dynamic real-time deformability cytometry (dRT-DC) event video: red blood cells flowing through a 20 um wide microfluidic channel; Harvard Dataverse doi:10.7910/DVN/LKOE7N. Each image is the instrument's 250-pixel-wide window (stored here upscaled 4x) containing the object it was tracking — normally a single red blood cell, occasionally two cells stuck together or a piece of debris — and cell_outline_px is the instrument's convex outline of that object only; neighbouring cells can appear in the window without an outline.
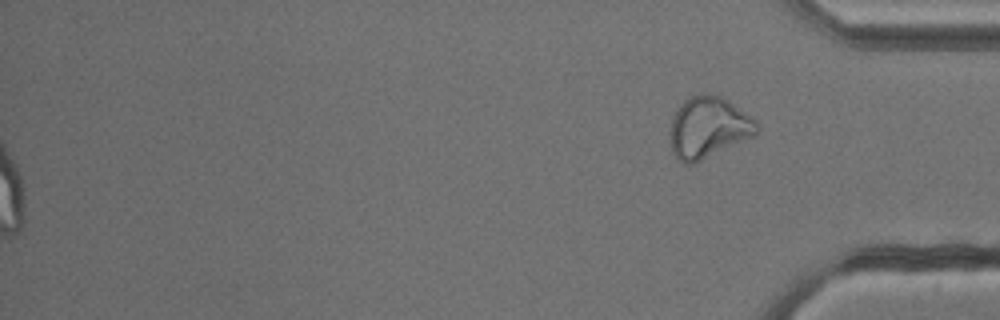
{"species": "common noctule bat (a hibernating species)", "species_latin": "Nyctalus noctula", "temperature_condition": "cold", "stored_images_in_passage": 49, "segment_of_instrument_passage": [2, 2], "camera_frame_rate_fps": 3000, "um_per_image_px": 0.085, "animal": {"sex": "male", "body_mass_g": 13.3}, "frame": {"image": 1, "passage_image": 49, "time_ms": 16.0, "image_size_px": [1000, 320], "cell_outline_px": [[760, 128], [756, 136], [692, 164], [684, 164], [672, 152], [668, 132], [672, 116], [676, 108], [684, 100], [692, 96], [720, 96], [728, 100], [748, 116]], "centroid_in_image_um": [60.16, 10.88], "position_along_channel_um": 375.0, "area_um2": 30.69}}